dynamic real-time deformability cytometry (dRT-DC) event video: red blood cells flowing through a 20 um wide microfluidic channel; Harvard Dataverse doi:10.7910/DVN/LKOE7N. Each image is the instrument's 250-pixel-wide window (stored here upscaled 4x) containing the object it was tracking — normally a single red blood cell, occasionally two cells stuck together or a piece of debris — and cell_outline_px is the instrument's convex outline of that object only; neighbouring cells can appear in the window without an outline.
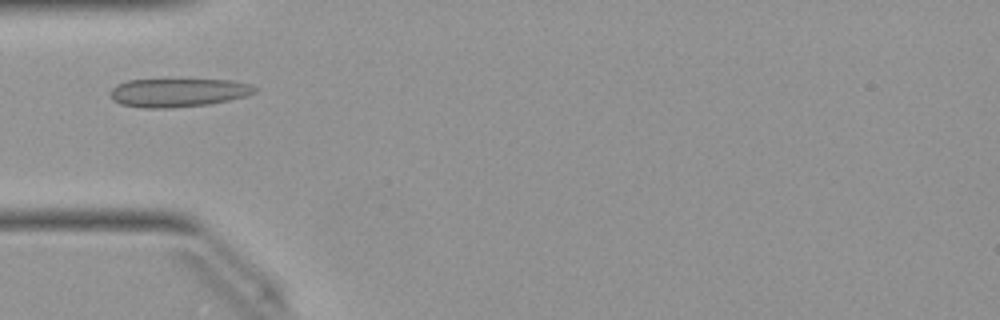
{"species": "Egyptian fruit bat (a non-hibernating species)", "species_latin": "Rousettus aegyptiacus", "temperature_condition": "warm", "stored_images_in_passage": 44, "camera_frame_rate_fps": 3000, "um_per_image_px": 0.085, "animal": {"sex": "female"}, "frame": {"image": 1, "passage_image": 10, "time_ms": 3.0, "image_size_px": [1000, 320], "cell_outline_px": [[260, 88], [256, 92], [244, 96], [228, 100], [208, 104], [168, 108], [140, 108], [120, 104], [112, 100], [108, 96], [108, 92], [116, 84], [128, 80], [232, 80], [252, 84]], "centroid_in_image_um": [15.1, 7.87], "position_along_channel_um": 69.9, "area_um2": 24.22}}
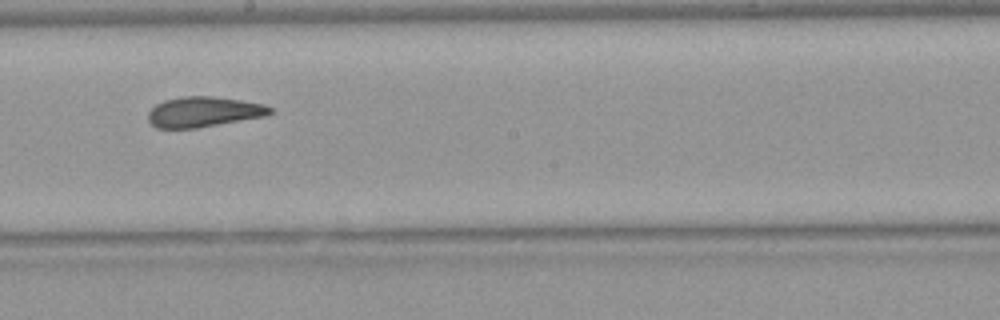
{"frame": {"image": 2, "passage_image": 22, "time_ms": 7.0, "image_size_px": [1000, 320], "cell_outline_px": [[276, 112], [264, 116], [196, 128], [156, 128], [148, 120], [148, 112], [156, 104], [164, 100], [180, 96], [212, 96], [240, 100], [264, 104], [276, 108]], "centroid_in_image_um": [17.33, 9.5], "position_along_channel_um": 230.9, "area_um2": 21.62}}
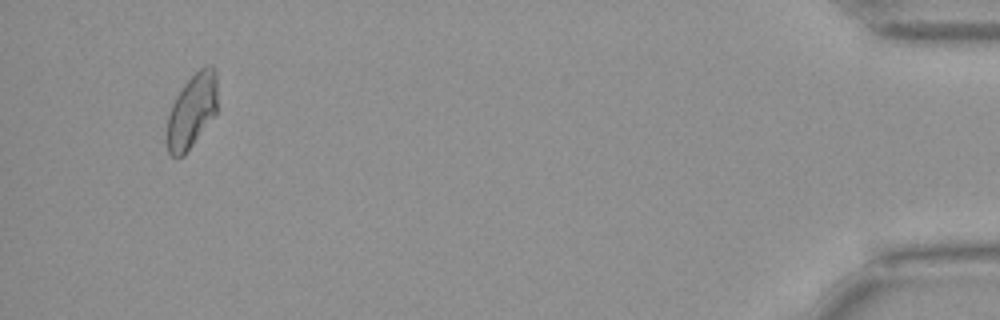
{"frame": {"image": 3, "passage_image": 42, "time_ms": 13.667, "image_size_px": [1000, 320], "cell_outline_px": [[216, 116], [184, 156], [172, 156], [168, 152], [164, 136], [168, 116], [172, 104], [176, 96], [184, 84], [200, 68], [208, 64], [212, 64], [216, 68]], "centroid_in_image_um": [16.29, 9.46], "position_along_channel_um": 418.9, "area_um2": 22.31}, "authors_computed_cell_mechanics": {"area_um2": 22.0796, "velocity_mm_per_s": 4.0282, "shape_relaxation_time_tau1_ms": null, "shape_relaxation_time_tau2_ms": 2.4967, "deformation_change_tau1": null, "deformation_change_tau2": 0.0533}}